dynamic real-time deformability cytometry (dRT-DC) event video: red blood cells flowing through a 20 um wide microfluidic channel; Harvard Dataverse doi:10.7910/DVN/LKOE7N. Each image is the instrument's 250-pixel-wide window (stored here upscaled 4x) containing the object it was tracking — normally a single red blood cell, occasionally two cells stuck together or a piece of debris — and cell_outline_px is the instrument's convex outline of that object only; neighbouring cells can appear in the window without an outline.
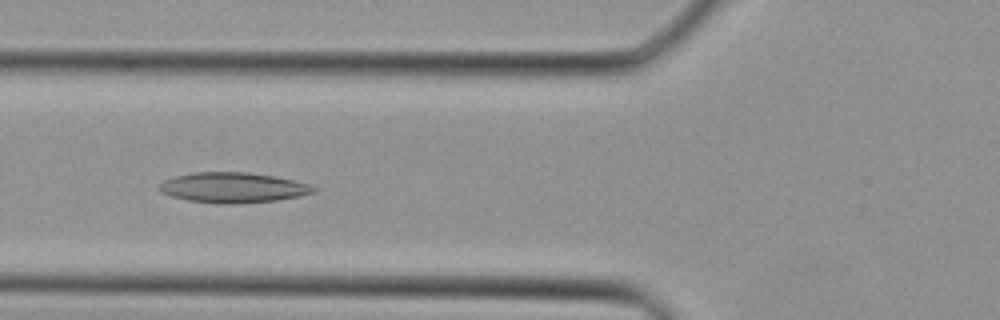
{"species": "Egyptian fruit bat (a non-hibernating species)", "species_latin": "Rousettus aegyptiacus", "temperature_condition": "cold", "stored_images_in_passage": 30, "camera_frame_rate_fps": 3000, "um_per_image_px": 0.085, "animal": {"sex": "female"}, "frame": {"image": 1, "passage_image": 6, "time_ms": 1.667, "image_size_px": [1000, 320], "cell_outline_px": [[320, 188], [316, 192], [300, 196], [276, 200], [228, 204], [188, 200], [172, 196], [160, 192], [156, 188], [156, 184], [164, 180], [176, 176], [192, 172], [248, 172], [276, 176], [312, 184]], "centroid_in_image_um": [19.83, 15.93], "position_along_channel_um": 106.0, "area_um2": 27.46}}
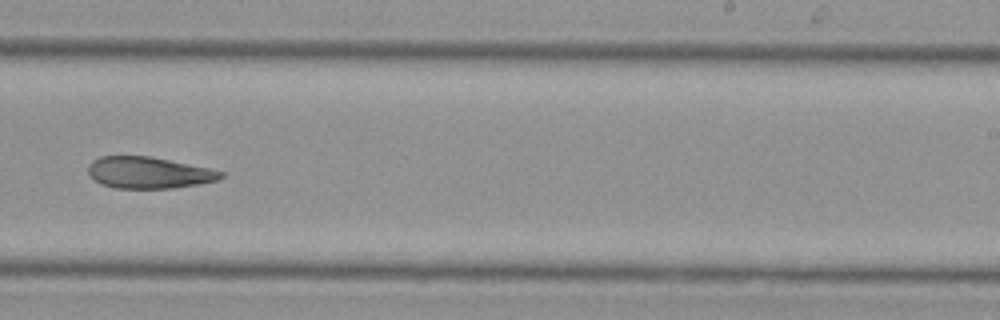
{"frame": {"image": 2, "passage_image": 16, "time_ms": 5.0, "image_size_px": [1000, 320], "cell_outline_px": [[224, 176], [216, 180], [196, 184], [172, 188], [116, 188], [100, 184], [92, 180], [88, 172], [88, 164], [92, 160], [100, 156], [148, 156], [208, 168], [224, 172]], "centroid_in_image_um": [12.56, 14.68], "position_along_channel_um": 276.4, "area_um2": 24.22}}
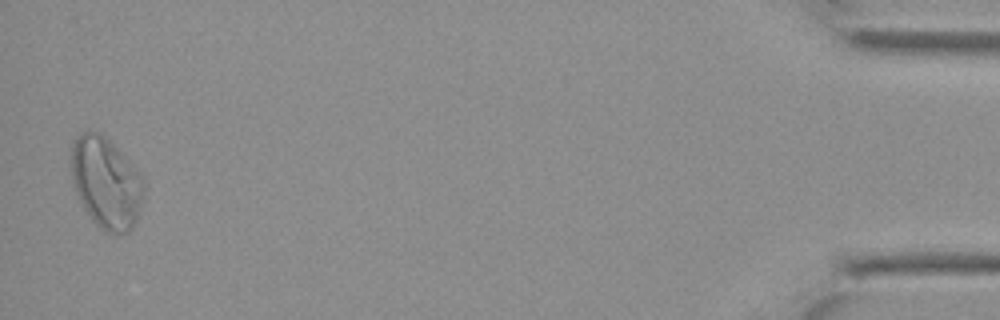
{"frame": {"image": 3, "passage_image": 30, "time_ms": 9.667, "image_size_px": [1000, 320], "cell_outline_px": [[144, 196], [132, 228], [128, 232], [120, 236], [116, 236], [100, 228], [92, 220], [84, 208], [76, 192], [72, 176], [68, 156], [72, 144], [80, 132], [100, 132], [144, 176]], "centroid_in_image_um": [9.0, 15.55], "position_along_channel_um": 426.2, "area_um2": 38.84}}